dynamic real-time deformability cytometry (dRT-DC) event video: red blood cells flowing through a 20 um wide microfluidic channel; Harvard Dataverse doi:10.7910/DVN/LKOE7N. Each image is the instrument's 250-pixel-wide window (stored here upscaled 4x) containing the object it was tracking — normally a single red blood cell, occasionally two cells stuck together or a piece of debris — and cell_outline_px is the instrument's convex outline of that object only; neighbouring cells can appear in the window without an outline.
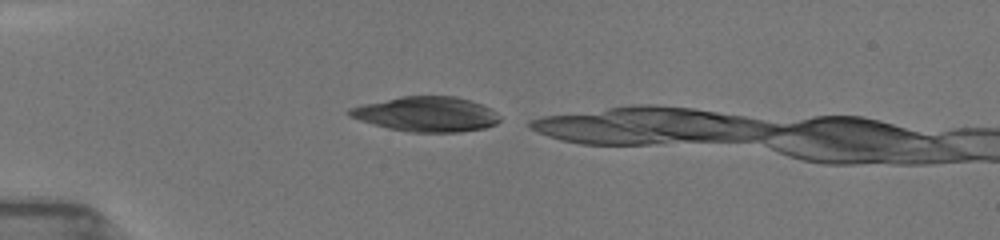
{"species": "common noctule bat (a hibernating species)", "species_latin": "Nyctalus noctula", "temperature_condition": "room temperature", "stored_images_in_passage": 4, "camera_frame_rate_fps": 3000, "um_per_image_px": 0.085, "animal": {"sex": "female", "body_mass_g": 19.5, "forearm_length_mm": 54.1}, "frame": {"image": 1, "passage_image": 1, "time_ms": 0.0, "image_size_px": [1000, 240], "cell_outline_px": [[500, 120], [496, 124], [484, 128], [460, 132], [408, 132], [388, 128], [360, 120], [352, 116], [348, 112], [352, 108], [364, 104], [400, 96], [452, 96], [468, 100], [480, 104], [496, 112], [500, 116]], "centroid_in_image_um": [36.28, 9.71], "position_along_channel_um": 48.7, "area_um2": 30.17}}